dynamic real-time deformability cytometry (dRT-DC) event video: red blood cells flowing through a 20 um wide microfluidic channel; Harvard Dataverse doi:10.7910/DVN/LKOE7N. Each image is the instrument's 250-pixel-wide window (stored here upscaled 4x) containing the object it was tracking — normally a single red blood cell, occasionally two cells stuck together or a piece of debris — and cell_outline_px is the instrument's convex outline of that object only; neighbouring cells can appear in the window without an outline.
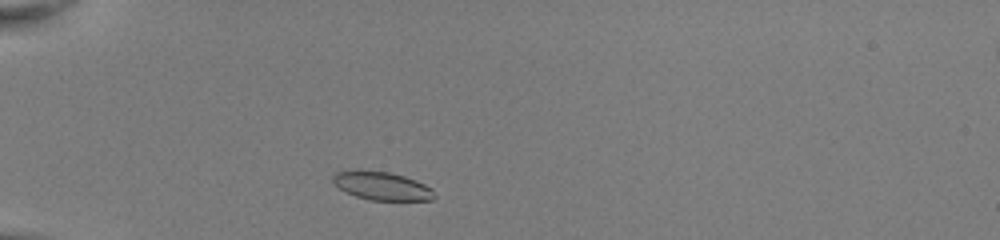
{"species": "common noctule bat (a hibernating species)", "species_latin": "Nyctalus noctula", "temperature_condition": "room temperature", "stored_images_in_passage": 38, "camera_frame_rate_fps": 3000, "um_per_image_px": 0.085, "animal": {"sex": "female", "body_mass_g": 22.0, "forearm_length_mm": 56.7}, "frame": {"image": 1, "passage_image": 3, "time_ms": 0.667, "image_size_px": [1000, 240], "cell_outline_px": [[436, 196], [432, 200], [368, 200], [344, 192], [332, 180], [332, 176], [336, 172], [388, 172], [404, 176], [416, 180], [432, 188]], "centroid_in_image_um": [32.52, 15.84], "position_along_channel_um": 52.5, "area_um2": 16.3}}
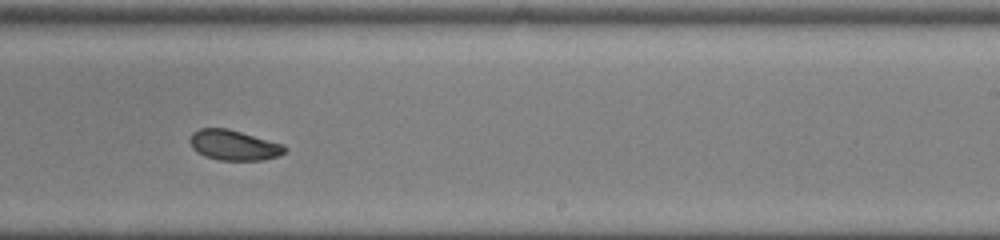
{"frame": {"image": 2, "passage_image": 21, "time_ms": 6.667, "image_size_px": [1000, 240], "cell_outline_px": [[288, 148], [280, 156], [264, 160], [220, 160], [204, 156], [196, 152], [192, 148], [188, 140], [192, 132], [200, 128], [228, 128], [284, 144]], "centroid_in_image_um": [19.87, 12.34], "position_along_channel_um": 269.1, "area_um2": 16.99}}
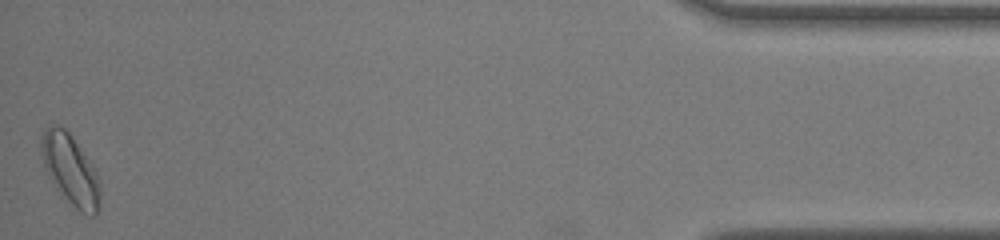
{"frame": {"image": 3, "passage_image": 38, "time_ms": 12.333, "image_size_px": [1000, 240], "cell_outline_px": [[100, 208], [92, 216], [80, 212], [68, 200], [48, 176], [40, 152], [40, 144], [44, 132], [48, 128], [56, 124], [60, 124], [72, 136], [92, 164], [100, 180]], "centroid_in_image_um": [6.01, 14.42], "position_along_channel_um": 429.2, "area_um2": 23.81}, "authors_computed_cell_mechanics": {"area_um2": 17.1088, "velocity_mm_per_s": 4.0391, "shape_relaxation_time_tau1_ms": 3.1186, "shape_relaxation_time_tau2_ms": 1.7048, "deformation_change_tau1": 0.1275, "deformation_change_tau2": 0.0562}}